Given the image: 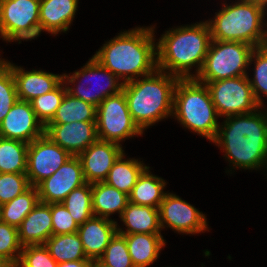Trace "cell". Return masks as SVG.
<instances>
[{
    "label": "cell",
    "mask_w": 267,
    "mask_h": 267,
    "mask_svg": "<svg viewBox=\"0 0 267 267\" xmlns=\"http://www.w3.org/2000/svg\"><path fill=\"white\" fill-rule=\"evenodd\" d=\"M259 109L225 117L212 141L235 168L267 170V110Z\"/></svg>",
    "instance_id": "cell-1"
},
{
    "label": "cell",
    "mask_w": 267,
    "mask_h": 267,
    "mask_svg": "<svg viewBox=\"0 0 267 267\" xmlns=\"http://www.w3.org/2000/svg\"><path fill=\"white\" fill-rule=\"evenodd\" d=\"M136 27L105 42L93 57L123 83L149 75L157 69L154 28Z\"/></svg>",
    "instance_id": "cell-2"
},
{
    "label": "cell",
    "mask_w": 267,
    "mask_h": 267,
    "mask_svg": "<svg viewBox=\"0 0 267 267\" xmlns=\"http://www.w3.org/2000/svg\"><path fill=\"white\" fill-rule=\"evenodd\" d=\"M157 42V68L179 79L200 73L212 41L208 22L179 26L165 31ZM196 67L195 74L190 71Z\"/></svg>",
    "instance_id": "cell-3"
},
{
    "label": "cell",
    "mask_w": 267,
    "mask_h": 267,
    "mask_svg": "<svg viewBox=\"0 0 267 267\" xmlns=\"http://www.w3.org/2000/svg\"><path fill=\"white\" fill-rule=\"evenodd\" d=\"M142 78L124 83L122 91L129 113L144 132L149 126L172 116L174 89L179 78L158 68Z\"/></svg>",
    "instance_id": "cell-4"
},
{
    "label": "cell",
    "mask_w": 267,
    "mask_h": 267,
    "mask_svg": "<svg viewBox=\"0 0 267 267\" xmlns=\"http://www.w3.org/2000/svg\"><path fill=\"white\" fill-rule=\"evenodd\" d=\"M222 6L214 20H207L212 40L242 42L255 48L267 45V29L263 27L267 26L266 12L262 7L248 0Z\"/></svg>",
    "instance_id": "cell-5"
},
{
    "label": "cell",
    "mask_w": 267,
    "mask_h": 267,
    "mask_svg": "<svg viewBox=\"0 0 267 267\" xmlns=\"http://www.w3.org/2000/svg\"><path fill=\"white\" fill-rule=\"evenodd\" d=\"M172 116L185 128L212 142L217 134L218 113L207 86L195 78L179 79L173 96Z\"/></svg>",
    "instance_id": "cell-6"
},
{
    "label": "cell",
    "mask_w": 267,
    "mask_h": 267,
    "mask_svg": "<svg viewBox=\"0 0 267 267\" xmlns=\"http://www.w3.org/2000/svg\"><path fill=\"white\" fill-rule=\"evenodd\" d=\"M254 49L247 43L212 40L202 69L195 79L211 82L248 75L246 71Z\"/></svg>",
    "instance_id": "cell-7"
},
{
    "label": "cell",
    "mask_w": 267,
    "mask_h": 267,
    "mask_svg": "<svg viewBox=\"0 0 267 267\" xmlns=\"http://www.w3.org/2000/svg\"><path fill=\"white\" fill-rule=\"evenodd\" d=\"M96 127L98 139L117 144L143 134L129 113L123 91L105 98L97 106Z\"/></svg>",
    "instance_id": "cell-8"
},
{
    "label": "cell",
    "mask_w": 267,
    "mask_h": 267,
    "mask_svg": "<svg viewBox=\"0 0 267 267\" xmlns=\"http://www.w3.org/2000/svg\"><path fill=\"white\" fill-rule=\"evenodd\" d=\"M89 77H90V79H89ZM96 77H98V79ZM100 77H101V80L103 78L106 80V82L102 81V83L103 82L106 83L105 87H104V84H102L103 86H101V83H98V81H100L99 80ZM81 78L82 79L85 78L86 81L89 83L84 81L86 83V85H84L83 84L84 82L82 81ZM91 78H92V81H93V79L98 80V81L96 80L97 85H95L94 89H92V87L90 88V86H89V84L91 82ZM79 79H80V81H79ZM76 80H78V84H75ZM119 80L120 79L117 76H115L110 70H108L107 68L102 66L93 56L81 68V70H79V71L77 70L72 75L63 74V82L66 85L67 92L70 93L72 96H74L78 99H81L85 102H88V103H90L96 107L105 98H107L109 96L116 95L122 91L124 83L120 82ZM70 84L75 85L76 88H74V86L69 87ZM92 86H94V85H92ZM96 86H98V87L96 88Z\"/></svg>",
    "instance_id": "cell-9"
},
{
    "label": "cell",
    "mask_w": 267,
    "mask_h": 267,
    "mask_svg": "<svg viewBox=\"0 0 267 267\" xmlns=\"http://www.w3.org/2000/svg\"><path fill=\"white\" fill-rule=\"evenodd\" d=\"M201 83L207 86L219 117L246 114L260 107L247 75Z\"/></svg>",
    "instance_id": "cell-10"
},
{
    "label": "cell",
    "mask_w": 267,
    "mask_h": 267,
    "mask_svg": "<svg viewBox=\"0 0 267 267\" xmlns=\"http://www.w3.org/2000/svg\"><path fill=\"white\" fill-rule=\"evenodd\" d=\"M72 157L65 149L54 143L46 134L29 143L26 175L31 186H37L49 178Z\"/></svg>",
    "instance_id": "cell-11"
},
{
    "label": "cell",
    "mask_w": 267,
    "mask_h": 267,
    "mask_svg": "<svg viewBox=\"0 0 267 267\" xmlns=\"http://www.w3.org/2000/svg\"><path fill=\"white\" fill-rule=\"evenodd\" d=\"M158 209L162 229L169 227L180 234H198L209 228L206 216L176 194L167 192Z\"/></svg>",
    "instance_id": "cell-12"
},
{
    "label": "cell",
    "mask_w": 267,
    "mask_h": 267,
    "mask_svg": "<svg viewBox=\"0 0 267 267\" xmlns=\"http://www.w3.org/2000/svg\"><path fill=\"white\" fill-rule=\"evenodd\" d=\"M85 183L81 160L78 156H72L36 188L40 202L60 203L72 190Z\"/></svg>",
    "instance_id": "cell-13"
},
{
    "label": "cell",
    "mask_w": 267,
    "mask_h": 267,
    "mask_svg": "<svg viewBox=\"0 0 267 267\" xmlns=\"http://www.w3.org/2000/svg\"><path fill=\"white\" fill-rule=\"evenodd\" d=\"M45 134L44 125L38 120L28 101L19 100L0 123V137L31 143Z\"/></svg>",
    "instance_id": "cell-14"
},
{
    "label": "cell",
    "mask_w": 267,
    "mask_h": 267,
    "mask_svg": "<svg viewBox=\"0 0 267 267\" xmlns=\"http://www.w3.org/2000/svg\"><path fill=\"white\" fill-rule=\"evenodd\" d=\"M45 134L71 156H79L98 139L96 121L47 124Z\"/></svg>",
    "instance_id": "cell-15"
},
{
    "label": "cell",
    "mask_w": 267,
    "mask_h": 267,
    "mask_svg": "<svg viewBox=\"0 0 267 267\" xmlns=\"http://www.w3.org/2000/svg\"><path fill=\"white\" fill-rule=\"evenodd\" d=\"M123 153L121 144L97 139L78 156L85 182H104L110 169Z\"/></svg>",
    "instance_id": "cell-16"
},
{
    "label": "cell",
    "mask_w": 267,
    "mask_h": 267,
    "mask_svg": "<svg viewBox=\"0 0 267 267\" xmlns=\"http://www.w3.org/2000/svg\"><path fill=\"white\" fill-rule=\"evenodd\" d=\"M4 62L12 69L19 100L30 102L40 95L53 91L63 82V75L34 69L26 71L10 61Z\"/></svg>",
    "instance_id": "cell-17"
},
{
    "label": "cell",
    "mask_w": 267,
    "mask_h": 267,
    "mask_svg": "<svg viewBox=\"0 0 267 267\" xmlns=\"http://www.w3.org/2000/svg\"><path fill=\"white\" fill-rule=\"evenodd\" d=\"M40 0H0V35L5 40L13 31L39 21Z\"/></svg>",
    "instance_id": "cell-18"
},
{
    "label": "cell",
    "mask_w": 267,
    "mask_h": 267,
    "mask_svg": "<svg viewBox=\"0 0 267 267\" xmlns=\"http://www.w3.org/2000/svg\"><path fill=\"white\" fill-rule=\"evenodd\" d=\"M118 226L114 219L96 216L79 225L78 234L87 258L99 259L103 255Z\"/></svg>",
    "instance_id": "cell-19"
},
{
    "label": "cell",
    "mask_w": 267,
    "mask_h": 267,
    "mask_svg": "<svg viewBox=\"0 0 267 267\" xmlns=\"http://www.w3.org/2000/svg\"><path fill=\"white\" fill-rule=\"evenodd\" d=\"M17 229L22 246L44 245L52 236L51 203L39 201Z\"/></svg>",
    "instance_id": "cell-20"
},
{
    "label": "cell",
    "mask_w": 267,
    "mask_h": 267,
    "mask_svg": "<svg viewBox=\"0 0 267 267\" xmlns=\"http://www.w3.org/2000/svg\"><path fill=\"white\" fill-rule=\"evenodd\" d=\"M120 220L127 229L125 231L117 227L118 234H161L162 228L158 208L128 202Z\"/></svg>",
    "instance_id": "cell-21"
},
{
    "label": "cell",
    "mask_w": 267,
    "mask_h": 267,
    "mask_svg": "<svg viewBox=\"0 0 267 267\" xmlns=\"http://www.w3.org/2000/svg\"><path fill=\"white\" fill-rule=\"evenodd\" d=\"M79 0H40L39 21L51 34L66 32L78 8Z\"/></svg>",
    "instance_id": "cell-22"
},
{
    "label": "cell",
    "mask_w": 267,
    "mask_h": 267,
    "mask_svg": "<svg viewBox=\"0 0 267 267\" xmlns=\"http://www.w3.org/2000/svg\"><path fill=\"white\" fill-rule=\"evenodd\" d=\"M125 237L128 252L135 267H148L158 259L159 252L165 247L161 234H121Z\"/></svg>",
    "instance_id": "cell-23"
},
{
    "label": "cell",
    "mask_w": 267,
    "mask_h": 267,
    "mask_svg": "<svg viewBox=\"0 0 267 267\" xmlns=\"http://www.w3.org/2000/svg\"><path fill=\"white\" fill-rule=\"evenodd\" d=\"M129 196L105 182L92 183V208L96 217L108 218L115 212L122 216Z\"/></svg>",
    "instance_id": "cell-24"
},
{
    "label": "cell",
    "mask_w": 267,
    "mask_h": 267,
    "mask_svg": "<svg viewBox=\"0 0 267 267\" xmlns=\"http://www.w3.org/2000/svg\"><path fill=\"white\" fill-rule=\"evenodd\" d=\"M149 168L148 166L139 176L128 195L129 202L159 208L166 194L164 187L167 183L161 177L151 174Z\"/></svg>",
    "instance_id": "cell-25"
},
{
    "label": "cell",
    "mask_w": 267,
    "mask_h": 267,
    "mask_svg": "<svg viewBox=\"0 0 267 267\" xmlns=\"http://www.w3.org/2000/svg\"><path fill=\"white\" fill-rule=\"evenodd\" d=\"M124 154L114 163L104 182L129 195L139 176L148 166L138 159H124Z\"/></svg>",
    "instance_id": "cell-26"
},
{
    "label": "cell",
    "mask_w": 267,
    "mask_h": 267,
    "mask_svg": "<svg viewBox=\"0 0 267 267\" xmlns=\"http://www.w3.org/2000/svg\"><path fill=\"white\" fill-rule=\"evenodd\" d=\"M50 256L59 264L62 262L88 259L78 232L52 235L46 242Z\"/></svg>",
    "instance_id": "cell-27"
},
{
    "label": "cell",
    "mask_w": 267,
    "mask_h": 267,
    "mask_svg": "<svg viewBox=\"0 0 267 267\" xmlns=\"http://www.w3.org/2000/svg\"><path fill=\"white\" fill-rule=\"evenodd\" d=\"M97 107L66 92L53 119L48 124L96 121Z\"/></svg>",
    "instance_id": "cell-28"
},
{
    "label": "cell",
    "mask_w": 267,
    "mask_h": 267,
    "mask_svg": "<svg viewBox=\"0 0 267 267\" xmlns=\"http://www.w3.org/2000/svg\"><path fill=\"white\" fill-rule=\"evenodd\" d=\"M39 201L37 188L31 186L24 193L0 206V220L18 227Z\"/></svg>",
    "instance_id": "cell-29"
},
{
    "label": "cell",
    "mask_w": 267,
    "mask_h": 267,
    "mask_svg": "<svg viewBox=\"0 0 267 267\" xmlns=\"http://www.w3.org/2000/svg\"><path fill=\"white\" fill-rule=\"evenodd\" d=\"M29 144L0 137V173H26Z\"/></svg>",
    "instance_id": "cell-30"
},
{
    "label": "cell",
    "mask_w": 267,
    "mask_h": 267,
    "mask_svg": "<svg viewBox=\"0 0 267 267\" xmlns=\"http://www.w3.org/2000/svg\"><path fill=\"white\" fill-rule=\"evenodd\" d=\"M78 225L92 218V183H85L72 190L62 201Z\"/></svg>",
    "instance_id": "cell-31"
},
{
    "label": "cell",
    "mask_w": 267,
    "mask_h": 267,
    "mask_svg": "<svg viewBox=\"0 0 267 267\" xmlns=\"http://www.w3.org/2000/svg\"><path fill=\"white\" fill-rule=\"evenodd\" d=\"M67 92L64 82H62L56 89L40 95L30 101V104L36 114L38 120L44 127L53 119L58 107Z\"/></svg>",
    "instance_id": "cell-32"
},
{
    "label": "cell",
    "mask_w": 267,
    "mask_h": 267,
    "mask_svg": "<svg viewBox=\"0 0 267 267\" xmlns=\"http://www.w3.org/2000/svg\"><path fill=\"white\" fill-rule=\"evenodd\" d=\"M252 61H255L253 63L255 64L254 78L250 79L249 75L247 76L256 102L263 107L262 95L267 97V45L253 50L249 65L252 64Z\"/></svg>",
    "instance_id": "cell-33"
},
{
    "label": "cell",
    "mask_w": 267,
    "mask_h": 267,
    "mask_svg": "<svg viewBox=\"0 0 267 267\" xmlns=\"http://www.w3.org/2000/svg\"><path fill=\"white\" fill-rule=\"evenodd\" d=\"M18 101L12 69L3 61L0 64V123Z\"/></svg>",
    "instance_id": "cell-34"
},
{
    "label": "cell",
    "mask_w": 267,
    "mask_h": 267,
    "mask_svg": "<svg viewBox=\"0 0 267 267\" xmlns=\"http://www.w3.org/2000/svg\"><path fill=\"white\" fill-rule=\"evenodd\" d=\"M99 259L111 267H135L128 252L126 239L118 233L110 240Z\"/></svg>",
    "instance_id": "cell-35"
},
{
    "label": "cell",
    "mask_w": 267,
    "mask_h": 267,
    "mask_svg": "<svg viewBox=\"0 0 267 267\" xmlns=\"http://www.w3.org/2000/svg\"><path fill=\"white\" fill-rule=\"evenodd\" d=\"M31 187L26 173H0V206Z\"/></svg>",
    "instance_id": "cell-36"
},
{
    "label": "cell",
    "mask_w": 267,
    "mask_h": 267,
    "mask_svg": "<svg viewBox=\"0 0 267 267\" xmlns=\"http://www.w3.org/2000/svg\"><path fill=\"white\" fill-rule=\"evenodd\" d=\"M22 247L19 242L17 227L0 220V256L9 259L17 265Z\"/></svg>",
    "instance_id": "cell-37"
},
{
    "label": "cell",
    "mask_w": 267,
    "mask_h": 267,
    "mask_svg": "<svg viewBox=\"0 0 267 267\" xmlns=\"http://www.w3.org/2000/svg\"><path fill=\"white\" fill-rule=\"evenodd\" d=\"M16 267H58L45 245H27L22 247Z\"/></svg>",
    "instance_id": "cell-38"
},
{
    "label": "cell",
    "mask_w": 267,
    "mask_h": 267,
    "mask_svg": "<svg viewBox=\"0 0 267 267\" xmlns=\"http://www.w3.org/2000/svg\"><path fill=\"white\" fill-rule=\"evenodd\" d=\"M52 235L78 232L79 225L62 202L51 203Z\"/></svg>",
    "instance_id": "cell-39"
},
{
    "label": "cell",
    "mask_w": 267,
    "mask_h": 267,
    "mask_svg": "<svg viewBox=\"0 0 267 267\" xmlns=\"http://www.w3.org/2000/svg\"><path fill=\"white\" fill-rule=\"evenodd\" d=\"M42 31H47L48 33L49 30L47 27L41 22L38 21L36 23H33L30 25L28 28H22L13 31L6 39V42H16L19 41V44L21 43V40H32L34 38H37Z\"/></svg>",
    "instance_id": "cell-40"
},
{
    "label": "cell",
    "mask_w": 267,
    "mask_h": 267,
    "mask_svg": "<svg viewBox=\"0 0 267 267\" xmlns=\"http://www.w3.org/2000/svg\"><path fill=\"white\" fill-rule=\"evenodd\" d=\"M58 267H93V259L62 262L58 264Z\"/></svg>",
    "instance_id": "cell-41"
},
{
    "label": "cell",
    "mask_w": 267,
    "mask_h": 267,
    "mask_svg": "<svg viewBox=\"0 0 267 267\" xmlns=\"http://www.w3.org/2000/svg\"><path fill=\"white\" fill-rule=\"evenodd\" d=\"M0 267H16V265L9 259L0 256Z\"/></svg>",
    "instance_id": "cell-42"
},
{
    "label": "cell",
    "mask_w": 267,
    "mask_h": 267,
    "mask_svg": "<svg viewBox=\"0 0 267 267\" xmlns=\"http://www.w3.org/2000/svg\"><path fill=\"white\" fill-rule=\"evenodd\" d=\"M252 3L256 4L257 6L262 7L266 11L267 7V0H248Z\"/></svg>",
    "instance_id": "cell-43"
},
{
    "label": "cell",
    "mask_w": 267,
    "mask_h": 267,
    "mask_svg": "<svg viewBox=\"0 0 267 267\" xmlns=\"http://www.w3.org/2000/svg\"><path fill=\"white\" fill-rule=\"evenodd\" d=\"M93 267H111V266L105 264L100 259H93Z\"/></svg>",
    "instance_id": "cell-44"
},
{
    "label": "cell",
    "mask_w": 267,
    "mask_h": 267,
    "mask_svg": "<svg viewBox=\"0 0 267 267\" xmlns=\"http://www.w3.org/2000/svg\"><path fill=\"white\" fill-rule=\"evenodd\" d=\"M3 61H5V59H1V58H0V64H1Z\"/></svg>",
    "instance_id": "cell-45"
}]
</instances>
